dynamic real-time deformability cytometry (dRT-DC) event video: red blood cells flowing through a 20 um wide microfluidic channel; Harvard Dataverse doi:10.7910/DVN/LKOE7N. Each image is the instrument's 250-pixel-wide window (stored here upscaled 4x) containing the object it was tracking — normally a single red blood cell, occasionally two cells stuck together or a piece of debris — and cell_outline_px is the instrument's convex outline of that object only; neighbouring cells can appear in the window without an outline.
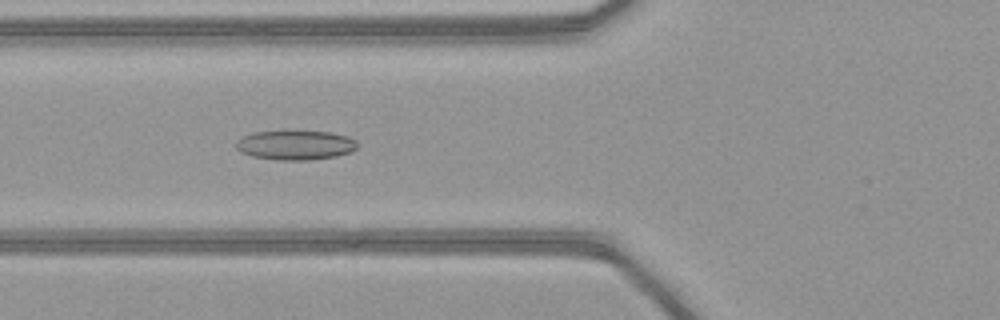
{"species": "common noctule bat (a hibernating species)", "species_latin": "Nyctalus noctula", "temperature_condition": "warm", "stored_images_in_passage": 51, "camera_frame_rate_fps": 3000, "um_per_image_px": 0.085, "animal": {"sex": "female", "body_mass_g": 21.9}, "frame": {"image": 1, "passage_image": 20, "time_ms": 6.333, "image_size_px": [1000, 320], "cell_outline_px": [[356, 148], [352, 152], [336, 156], [308, 160], [276, 160], [252, 156], [240, 152], [236, 148], [236, 140], [240, 136], [252, 132], [284, 128], [332, 132], [348, 136], [356, 140]], "centroid_in_image_um": [25.06, 12.28], "position_along_channel_um": 100.7, "area_um2": 21.96}}
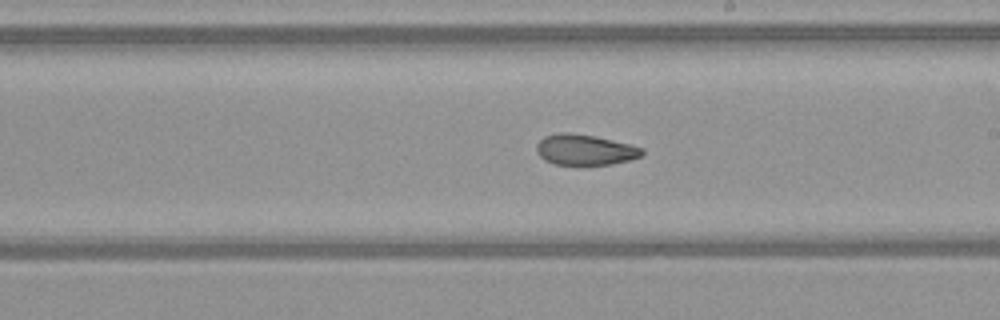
{"frame": {"image": 2, "passage_image": 30, "time_ms": 9.667, "image_size_px": [1000, 320], "cell_outline_px": [[644, 152], [640, 156], [628, 160], [612, 164], [552, 164], [544, 160], [536, 152], [536, 144], [544, 136], [560, 132], [572, 132], [612, 140], [644, 148]], "centroid_in_image_um": [49.67, 12.72], "position_along_channel_um": 239.3, "area_um2": 18.73}}
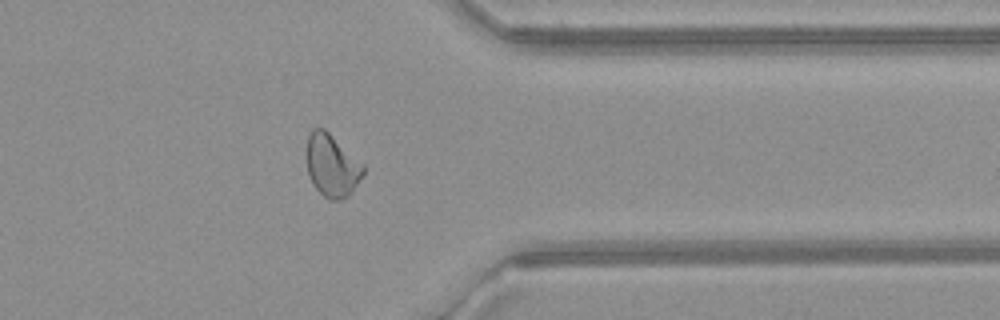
{"frame": {"image": 3, "passage_image": 41, "time_ms": 13.333, "image_size_px": [1000, 320], "cell_outline_px": [[364, 172], [352, 192], [348, 196], [340, 200], [328, 200], [312, 184], [308, 176], [308, 136], [312, 128], [324, 128], [364, 164]], "centroid_in_image_um": [28.23, 14.09], "position_along_channel_um": 383.2, "area_um2": 20.46}, "authors_computed_cell_mechanics": {"area_um2": 21.8484, "velocity_mm_per_s": 4.145, "shape_relaxation_time_tau1_ms": null, "shape_relaxation_time_tau2_ms": 2.8951, "deformation_change_tau1": null, "deformation_change_tau2": 0.0914}}